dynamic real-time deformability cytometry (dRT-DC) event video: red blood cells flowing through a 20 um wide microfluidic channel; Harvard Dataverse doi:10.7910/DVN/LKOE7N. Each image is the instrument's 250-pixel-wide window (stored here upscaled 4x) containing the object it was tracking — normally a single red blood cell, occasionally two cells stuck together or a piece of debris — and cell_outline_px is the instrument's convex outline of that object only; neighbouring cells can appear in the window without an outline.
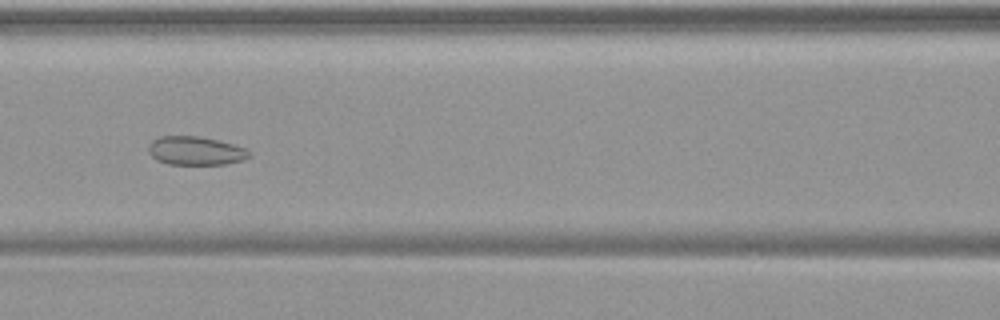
{"species": "common noctule bat (a hibernating species)", "species_latin": "Nyctalus noctula", "temperature_condition": "warm", "stored_images_in_passage": 40, "camera_frame_rate_fps": 3000, "um_per_image_px": 0.085, "animal": {"sex": "female", "body_mass_g": 19.9}, "frame": {"image": 1, "passage_image": 15, "time_ms": 4.667, "image_size_px": [1000, 320], "cell_outline_px": [[252, 156], [244, 160], [224, 164], [168, 164], [156, 160], [148, 152], [148, 144], [152, 140], [160, 136], [200, 136], [232, 144], [244, 148], [252, 152]], "centroid_in_image_um": [16.62, 12.82], "position_along_channel_um": 150.0, "area_um2": 16.88}}
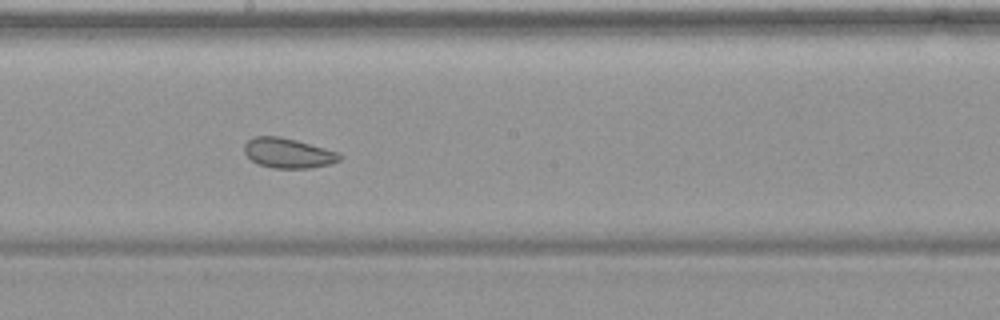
{"frame": {"image": 2, "passage_image": 21, "time_ms": 6.667, "image_size_px": [1000, 320], "cell_outline_px": [[344, 156], [340, 160], [328, 164], [308, 168], [272, 168], [260, 164], [252, 160], [244, 152], [244, 144], [248, 140], [256, 136], [280, 136], [296, 140], [340, 152]], "centroid_in_image_um": [24.51, 13.0], "position_along_channel_um": 223.7, "area_um2": 16.59}}
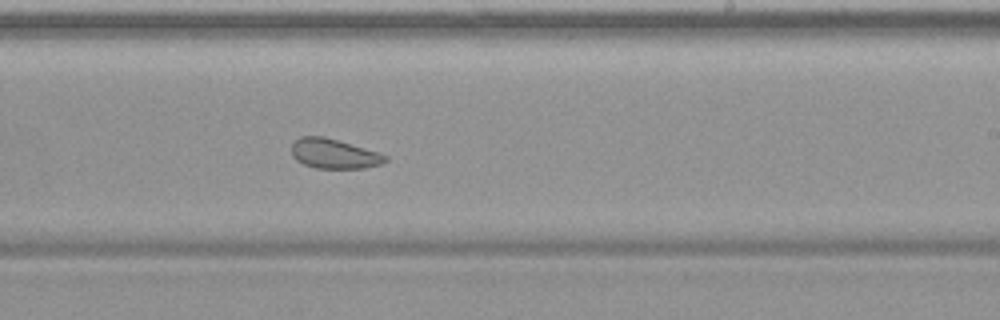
{"frame": {"image": 3, "passage_image": 24, "time_ms": 7.667, "image_size_px": [1000, 320], "cell_outline_px": [[388, 160], [380, 164], [364, 168], [316, 168], [304, 164], [296, 160], [292, 156], [292, 144], [300, 136], [324, 136], [364, 148], [388, 156]], "centroid_in_image_um": [28.36, 13.07], "position_along_channel_um": 260.6, "area_um2": 16.07}, "authors_computed_cell_mechanics": {"area_um2": 18.4093, "velocity_mm_per_s": 3.7083, "shape_relaxation_time_tau1_ms": null, "shape_relaxation_time_tau2_ms": 2.7597, "deformation_change_tau1": null, "deformation_change_tau2": 0.0674}}